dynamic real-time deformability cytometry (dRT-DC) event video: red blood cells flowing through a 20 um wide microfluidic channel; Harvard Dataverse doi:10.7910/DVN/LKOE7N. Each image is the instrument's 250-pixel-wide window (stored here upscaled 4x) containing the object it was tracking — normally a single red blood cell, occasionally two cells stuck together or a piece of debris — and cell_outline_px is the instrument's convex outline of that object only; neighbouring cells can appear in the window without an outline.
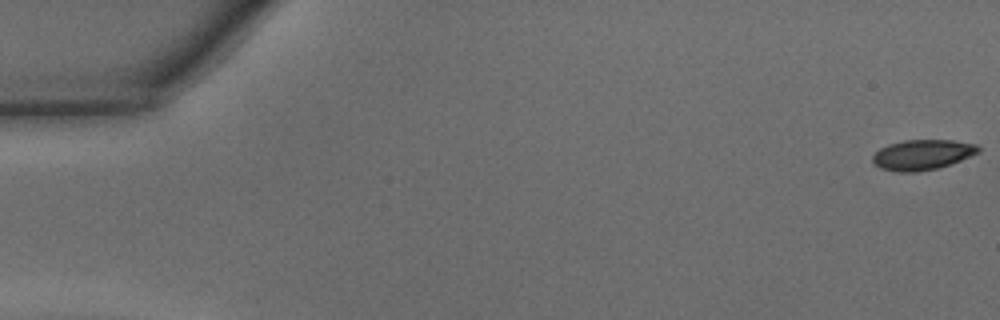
{"species": "common noctule bat (a hibernating species)", "species_latin": "Nyctalus noctula", "temperature_condition": "warm", "stored_images_in_passage": 8, "camera_frame_rate_fps": 3000, "um_per_image_px": 0.085, "animal": {"sex": "male", "body_mass_g": 15.6}, "frame": {"image": 1, "passage_image": 1, "time_ms": 0.0, "image_size_px": [1000, 320], "cell_outline_px": [[980, 152], [960, 160], [936, 168], [916, 172], [900, 172], [880, 168], [872, 160], [872, 156], [880, 148], [888, 144], [904, 140], [952, 140], [976, 144], [980, 148]], "centroid_in_image_um": [78.39, 13.14], "position_along_channel_um": 6.6, "area_um2": 18.44}}